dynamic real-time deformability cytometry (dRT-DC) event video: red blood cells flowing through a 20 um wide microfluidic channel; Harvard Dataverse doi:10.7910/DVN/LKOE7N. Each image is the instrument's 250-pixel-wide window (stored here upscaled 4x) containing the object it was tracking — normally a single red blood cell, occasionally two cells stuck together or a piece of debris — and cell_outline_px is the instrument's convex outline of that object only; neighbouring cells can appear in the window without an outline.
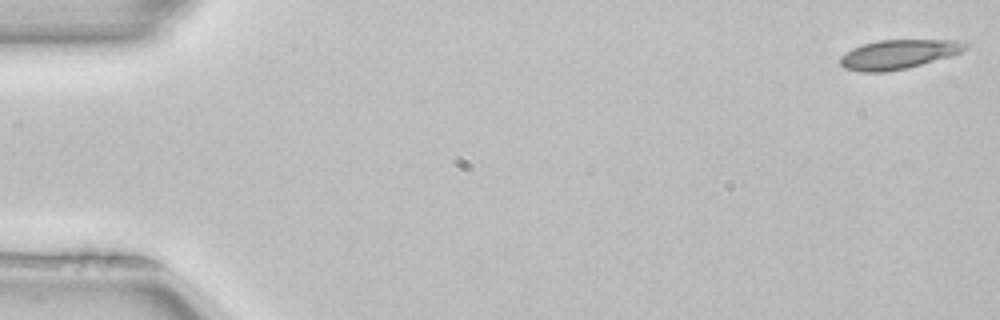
{"species": "common noctule bat (a hibernating species)", "species_latin": "Nyctalus noctula", "temperature_condition": "room temperature", "stored_images_in_passage": 12, "camera_frame_rate_fps": 3000, "um_per_image_px": 0.085, "animal": {"sex": "female", "body_mass_g": 22.7, "forearm_length_mm": 54.2}, "frame": {"image": 1, "passage_image": 1, "time_ms": 0.0, "image_size_px": [1000, 320], "cell_outline_px": [[968, 48], [952, 56], [908, 68], [884, 72], [860, 72], [844, 68], [840, 64], [840, 56], [852, 48], [864, 44], [880, 40], [968, 40]], "centroid_in_image_um": [76.41, 4.61], "position_along_channel_um": 8.6, "area_um2": 21.56}}